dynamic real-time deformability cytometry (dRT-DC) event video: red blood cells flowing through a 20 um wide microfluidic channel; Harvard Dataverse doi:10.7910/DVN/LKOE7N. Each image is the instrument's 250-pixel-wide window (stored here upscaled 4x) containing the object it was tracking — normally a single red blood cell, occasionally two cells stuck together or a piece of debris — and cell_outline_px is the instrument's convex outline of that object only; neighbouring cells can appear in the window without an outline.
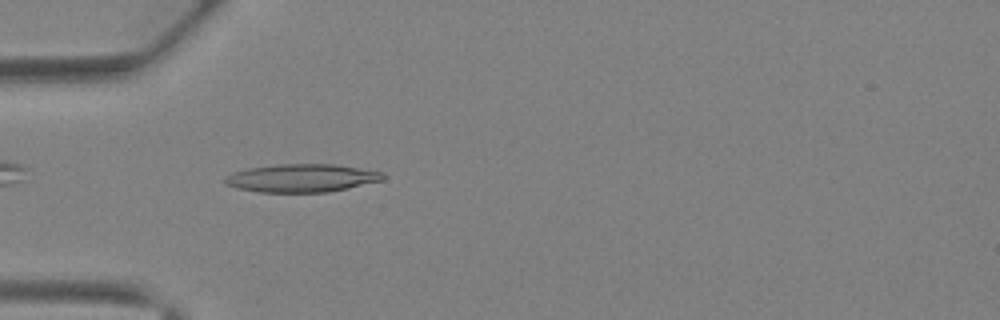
{"species": "Egyptian fruit bat (a non-hibernating species)", "species_latin": "Rousettus aegyptiacus", "temperature_condition": "warm", "stored_images_in_passage": 39, "camera_frame_rate_fps": 3000, "um_per_image_px": 0.085, "animal": {"sex": "female"}, "frame": {"image": 1, "passage_image": 13, "time_ms": 4.0, "image_size_px": [1000, 320], "cell_outline_px": [[372, 180], [340, 188], [312, 192], [272, 192], [248, 188], [264, 168], [348, 168], [364, 172]], "centroid_in_image_um": [26.09, 15.25], "position_along_channel_um": 58.9, "area_um2": 17.05}}
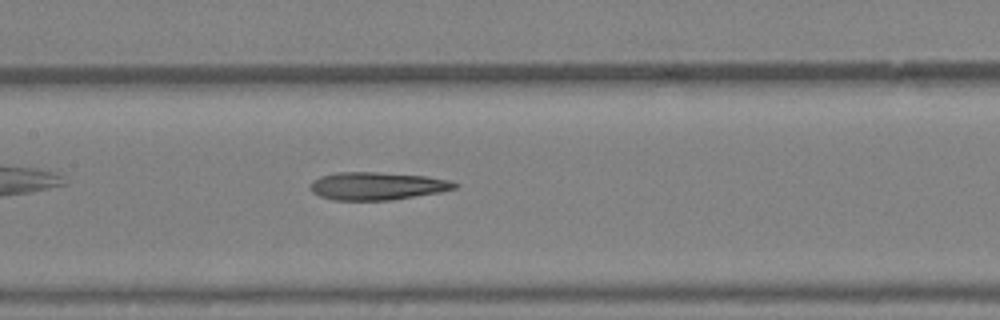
{"frame": {"image": 2, "passage_image": 20, "time_ms": 6.333, "image_size_px": [1000, 320], "cell_outline_px": [[456, 184], [448, 188], [428, 192], [404, 196], [376, 200], [348, 200], [328, 196], [316, 192], [316, 184], [328, 176], [416, 176]], "centroid_in_image_um": [32.07, 15.88], "position_along_channel_um": 175.3, "area_um2": 18.26}}
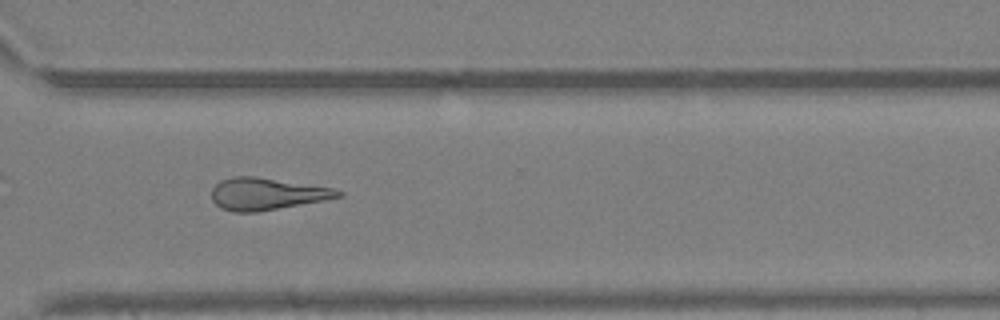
{"frame": {"image": 3, "passage_image": 30, "time_ms": 9.667, "image_size_px": [1000, 320], "cell_outline_px": [[336, 196], [272, 208], [224, 208], [216, 200], [228, 180], [268, 180], [324, 188]], "centroid_in_image_um": [22.74, 16.5], "position_along_channel_um": 347.9, "area_um2": 17.74}}